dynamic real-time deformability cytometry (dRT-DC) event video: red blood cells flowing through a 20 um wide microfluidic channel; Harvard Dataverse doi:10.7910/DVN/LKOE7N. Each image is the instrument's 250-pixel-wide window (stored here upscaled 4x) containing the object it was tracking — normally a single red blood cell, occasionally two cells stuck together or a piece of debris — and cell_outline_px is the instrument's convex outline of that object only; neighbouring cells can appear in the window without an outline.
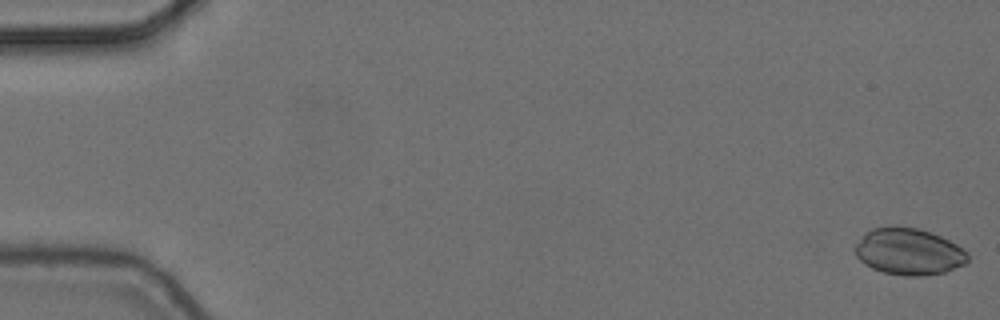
{"species": "common noctule bat (a hibernating species)", "species_latin": "Nyctalus noctula", "temperature_condition": "cold", "stored_images_in_passage": 5, "camera_frame_rate_fps": 3000, "um_per_image_px": 0.085, "animal": {"sex": "female", "body_mass_g": 24.6, "forearm_length_mm": 56.2}, "frame": {"image": 1, "passage_image": 1, "time_ms": 0.0, "image_size_px": [1000, 320], "cell_outline_px": [[968, 264], [944, 272], [920, 276], [904, 276], [884, 272], [872, 268], [864, 264], [856, 256], [856, 244], [864, 232], [872, 228], [916, 228], [940, 236], [956, 244], [968, 252]], "centroid_in_image_um": [77.27, 21.42], "position_along_channel_um": 7.7, "area_um2": 30.29}}
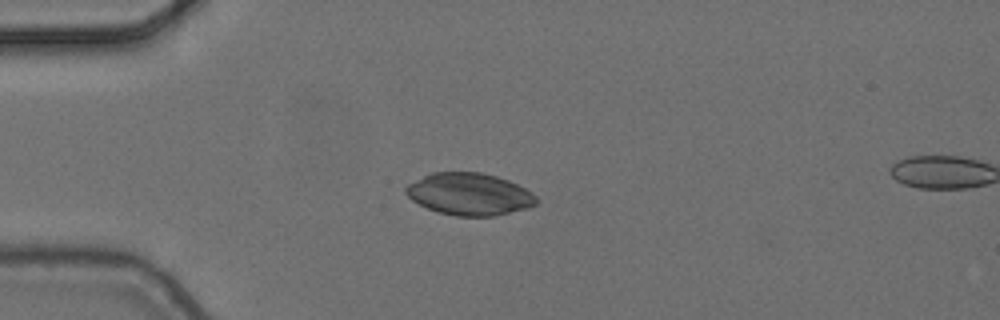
{"frame": {"image": 2, "passage_image": 4, "time_ms": 1.0, "image_size_px": [1000, 320], "cell_outline_px": [[536, 204], [528, 208], [492, 216], [456, 216], [440, 212], [428, 208], [412, 200], [404, 192], [404, 188], [408, 184], [432, 172], [480, 172], [496, 176], [508, 180], [532, 192], [536, 196]], "centroid_in_image_um": [39.89, 16.49], "position_along_channel_um": 45.1, "area_um2": 31.79}}